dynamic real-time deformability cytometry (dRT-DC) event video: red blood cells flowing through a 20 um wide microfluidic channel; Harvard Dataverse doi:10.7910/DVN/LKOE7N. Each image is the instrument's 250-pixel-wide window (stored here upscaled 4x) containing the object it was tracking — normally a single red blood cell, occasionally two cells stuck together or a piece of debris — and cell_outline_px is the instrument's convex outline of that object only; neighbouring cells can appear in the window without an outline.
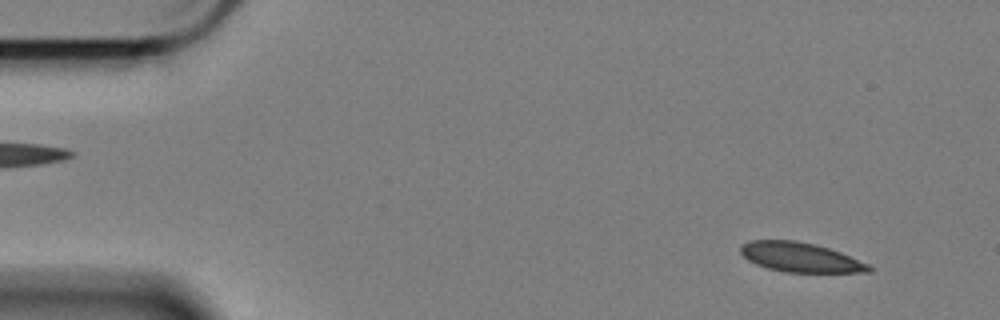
{"species": "Egyptian fruit bat (a non-hibernating species)", "species_latin": "Rousettus aegyptiacus", "temperature_condition": "cold", "stored_images_in_passage": 56, "camera_frame_rate_fps": 3000, "um_per_image_px": 0.085, "animal": {"sex": "female"}, "frame": {"image": 1, "passage_image": 2, "time_ms": 0.333, "image_size_px": [1000, 320], "cell_outline_px": [[872, 272], [784, 272], [768, 268], [756, 264], [748, 260], [740, 252], [740, 244], [748, 240], [796, 240], [828, 248], [840, 252], [868, 264], [872, 268]], "centroid_in_image_um": [67.98, 21.86], "position_along_channel_um": 17.0, "area_um2": 21.96}}
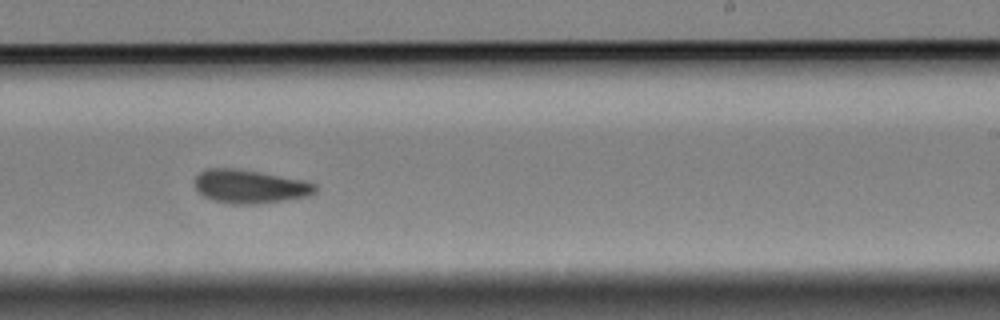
{"frame": {"image": 2, "passage_image": 33, "time_ms": 10.667, "image_size_px": [1000, 320], "cell_outline_px": [[316, 192], [308, 196], [284, 200], [256, 204], [232, 204], [212, 200], [204, 196], [196, 188], [196, 176], [200, 172], [208, 168], [232, 168], [260, 172], [304, 180], [316, 184]], "centroid_in_image_um": [21.25, 15.85], "position_along_channel_um": 267.7, "area_um2": 23.41}}
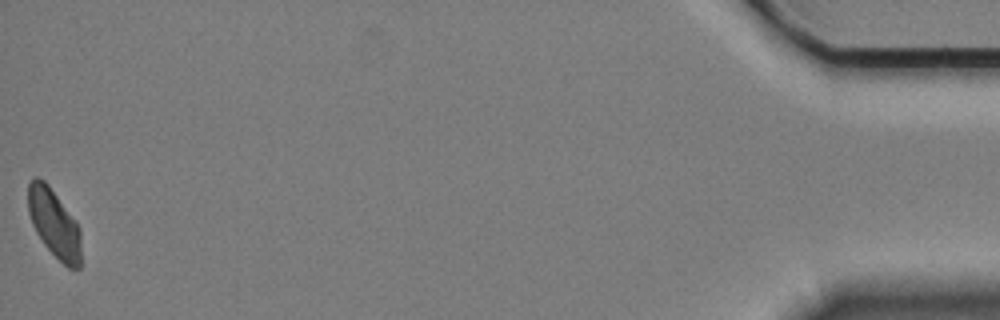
{"frame": {"image": 3, "passage_image": 56, "time_ms": 18.333, "image_size_px": [1000, 320], "cell_outline_px": [[80, 268], [68, 268], [44, 244], [36, 232], [32, 224], [28, 212], [28, 184], [36, 176], [44, 180], [48, 184], [76, 220], [80, 232]], "centroid_in_image_um": [4.6, 18.96], "position_along_channel_um": 430.6, "area_um2": 20.92}, "authors_computed_cell_mechanics": {"area_um2": 23.2356, "velocity_mm_per_s": 3.3437, "shape_relaxation_time_tau1_ms": 7.4834, "shape_relaxation_time_tau2_ms": 3.9805, "deformation_change_tau1": 0.1331, "deformation_change_tau2": 0.069}}